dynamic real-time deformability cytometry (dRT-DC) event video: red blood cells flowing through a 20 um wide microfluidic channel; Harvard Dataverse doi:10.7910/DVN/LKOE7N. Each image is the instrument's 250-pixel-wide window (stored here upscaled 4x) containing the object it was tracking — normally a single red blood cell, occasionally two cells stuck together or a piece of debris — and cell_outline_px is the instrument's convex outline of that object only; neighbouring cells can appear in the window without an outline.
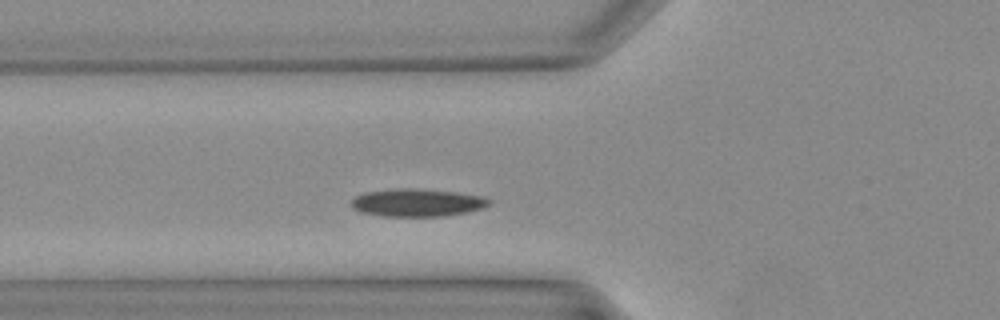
{"species": "Egyptian fruit bat (a non-hibernating species)", "species_latin": "Rousettus aegyptiacus", "temperature_condition": "warm", "stored_images_in_passage": 29, "camera_frame_rate_fps": 3000, "um_per_image_px": 0.085, "animal": {"sex": "female"}, "frame": {"image": 1, "passage_image": 5, "time_ms": 1.333, "image_size_px": [1000, 320], "cell_outline_px": [[492, 200], [488, 204], [480, 208], [464, 212], [444, 216], [384, 216], [360, 212], [352, 208], [352, 200], [356, 196], [364, 192], [396, 188], [416, 188], [456, 192], [484, 196]], "centroid_in_image_um": [35.43, 17.21], "position_along_channel_um": 90.4, "area_um2": 22.2}}
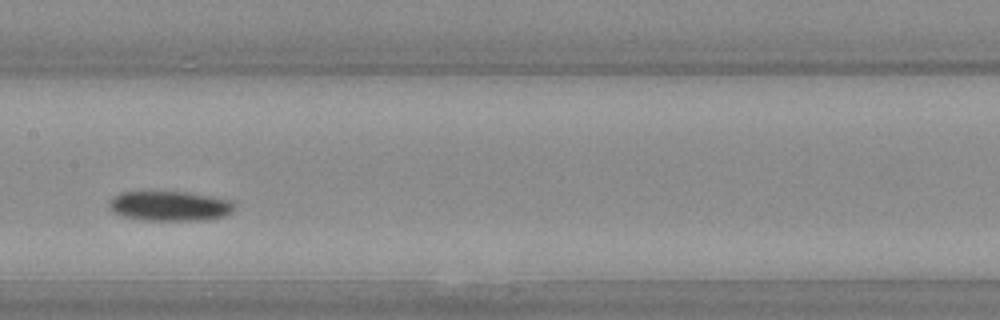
{"frame": {"image": 2, "passage_image": 11, "time_ms": 3.333, "image_size_px": [1000, 320], "cell_outline_px": [[236, 208], [232, 212], [224, 216], [200, 220], [144, 220], [120, 216], [112, 212], [108, 208], [108, 200], [112, 196], [120, 192], [188, 192], [232, 200], [236, 204]], "centroid_in_image_um": [14.4, 17.51], "position_along_channel_um": 193.0, "area_um2": 22.08}}
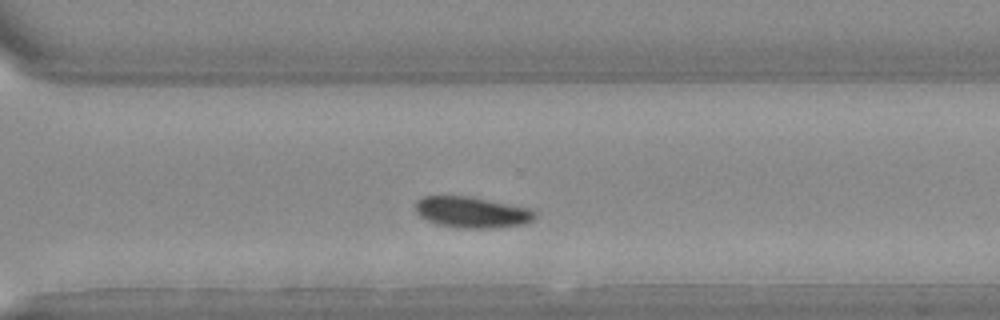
{"frame": {"image": 3, "passage_image": 19, "time_ms": 6.0, "image_size_px": [1000, 320], "cell_outline_px": [[536, 216], [532, 220], [524, 224], [500, 228], [456, 228], [436, 224], [420, 216], [416, 212], [416, 200], [424, 196], [468, 196], [532, 208], [536, 212]], "centroid_in_image_um": [40.14, 18.05], "position_along_channel_um": 330.5, "area_um2": 21.85}}